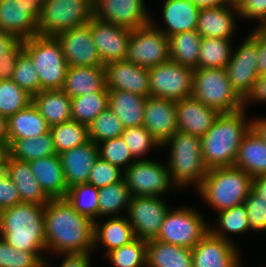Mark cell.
Masks as SVG:
<instances>
[{
  "label": "cell",
  "instance_id": "6da1fadb",
  "mask_svg": "<svg viewBox=\"0 0 266 267\" xmlns=\"http://www.w3.org/2000/svg\"><path fill=\"white\" fill-rule=\"evenodd\" d=\"M46 255L94 251V221L77 212L66 198L50 199L44 208Z\"/></svg>",
  "mask_w": 266,
  "mask_h": 267
},
{
  "label": "cell",
  "instance_id": "7a4b0ae2",
  "mask_svg": "<svg viewBox=\"0 0 266 267\" xmlns=\"http://www.w3.org/2000/svg\"><path fill=\"white\" fill-rule=\"evenodd\" d=\"M246 109L221 113L201 138V153L208 169L234 166L244 136L252 128Z\"/></svg>",
  "mask_w": 266,
  "mask_h": 267
},
{
  "label": "cell",
  "instance_id": "3957f363",
  "mask_svg": "<svg viewBox=\"0 0 266 267\" xmlns=\"http://www.w3.org/2000/svg\"><path fill=\"white\" fill-rule=\"evenodd\" d=\"M45 205L21 202L0 211V237L26 252H46Z\"/></svg>",
  "mask_w": 266,
  "mask_h": 267
},
{
  "label": "cell",
  "instance_id": "277c9868",
  "mask_svg": "<svg viewBox=\"0 0 266 267\" xmlns=\"http://www.w3.org/2000/svg\"><path fill=\"white\" fill-rule=\"evenodd\" d=\"M253 190V178L235 166L208 169L196 189L213 211H223L244 203Z\"/></svg>",
  "mask_w": 266,
  "mask_h": 267
},
{
  "label": "cell",
  "instance_id": "5b68a950",
  "mask_svg": "<svg viewBox=\"0 0 266 267\" xmlns=\"http://www.w3.org/2000/svg\"><path fill=\"white\" fill-rule=\"evenodd\" d=\"M166 146H170L166 166L176 189H185L191 184L197 189L208 172L202 158L201 138L178 130L161 145Z\"/></svg>",
  "mask_w": 266,
  "mask_h": 267
},
{
  "label": "cell",
  "instance_id": "8992f818",
  "mask_svg": "<svg viewBox=\"0 0 266 267\" xmlns=\"http://www.w3.org/2000/svg\"><path fill=\"white\" fill-rule=\"evenodd\" d=\"M23 43L38 72L40 91L62 89L68 65L56 37L35 35Z\"/></svg>",
  "mask_w": 266,
  "mask_h": 267
},
{
  "label": "cell",
  "instance_id": "52a82bcc",
  "mask_svg": "<svg viewBox=\"0 0 266 267\" xmlns=\"http://www.w3.org/2000/svg\"><path fill=\"white\" fill-rule=\"evenodd\" d=\"M192 83V96L219 113L243 109V99L233 89L225 68L195 69Z\"/></svg>",
  "mask_w": 266,
  "mask_h": 267
},
{
  "label": "cell",
  "instance_id": "ba28073f",
  "mask_svg": "<svg viewBox=\"0 0 266 267\" xmlns=\"http://www.w3.org/2000/svg\"><path fill=\"white\" fill-rule=\"evenodd\" d=\"M93 16V0H43L38 35L55 37L60 32L88 24Z\"/></svg>",
  "mask_w": 266,
  "mask_h": 267
},
{
  "label": "cell",
  "instance_id": "9c48e42d",
  "mask_svg": "<svg viewBox=\"0 0 266 267\" xmlns=\"http://www.w3.org/2000/svg\"><path fill=\"white\" fill-rule=\"evenodd\" d=\"M210 225L194 207L170 208L156 240L179 247H195L210 231Z\"/></svg>",
  "mask_w": 266,
  "mask_h": 267
},
{
  "label": "cell",
  "instance_id": "30bf717a",
  "mask_svg": "<svg viewBox=\"0 0 266 267\" xmlns=\"http://www.w3.org/2000/svg\"><path fill=\"white\" fill-rule=\"evenodd\" d=\"M124 179L131 196H160L176 188L172 183L166 163L141 158L125 171ZM172 187V188H171Z\"/></svg>",
  "mask_w": 266,
  "mask_h": 267
},
{
  "label": "cell",
  "instance_id": "8fae6325",
  "mask_svg": "<svg viewBox=\"0 0 266 267\" xmlns=\"http://www.w3.org/2000/svg\"><path fill=\"white\" fill-rule=\"evenodd\" d=\"M126 60L148 69L167 62L169 38L152 23L131 30Z\"/></svg>",
  "mask_w": 266,
  "mask_h": 267
},
{
  "label": "cell",
  "instance_id": "7c38bea8",
  "mask_svg": "<svg viewBox=\"0 0 266 267\" xmlns=\"http://www.w3.org/2000/svg\"><path fill=\"white\" fill-rule=\"evenodd\" d=\"M193 71L172 60L149 68L150 96L174 101L191 97Z\"/></svg>",
  "mask_w": 266,
  "mask_h": 267
},
{
  "label": "cell",
  "instance_id": "4fadbf2b",
  "mask_svg": "<svg viewBox=\"0 0 266 267\" xmlns=\"http://www.w3.org/2000/svg\"><path fill=\"white\" fill-rule=\"evenodd\" d=\"M43 0H0V31L18 40L38 35Z\"/></svg>",
  "mask_w": 266,
  "mask_h": 267
},
{
  "label": "cell",
  "instance_id": "5bb4252c",
  "mask_svg": "<svg viewBox=\"0 0 266 267\" xmlns=\"http://www.w3.org/2000/svg\"><path fill=\"white\" fill-rule=\"evenodd\" d=\"M170 209L160 196H131L126 218L136 238L157 239L165 214Z\"/></svg>",
  "mask_w": 266,
  "mask_h": 267
},
{
  "label": "cell",
  "instance_id": "9a60e30c",
  "mask_svg": "<svg viewBox=\"0 0 266 267\" xmlns=\"http://www.w3.org/2000/svg\"><path fill=\"white\" fill-rule=\"evenodd\" d=\"M247 38L233 49L230 61L225 67L233 89L244 99L259 77L257 71V27L248 33Z\"/></svg>",
  "mask_w": 266,
  "mask_h": 267
},
{
  "label": "cell",
  "instance_id": "2e32d148",
  "mask_svg": "<svg viewBox=\"0 0 266 267\" xmlns=\"http://www.w3.org/2000/svg\"><path fill=\"white\" fill-rule=\"evenodd\" d=\"M94 17L131 30L150 24L145 0H93Z\"/></svg>",
  "mask_w": 266,
  "mask_h": 267
},
{
  "label": "cell",
  "instance_id": "e0dca14e",
  "mask_svg": "<svg viewBox=\"0 0 266 267\" xmlns=\"http://www.w3.org/2000/svg\"><path fill=\"white\" fill-rule=\"evenodd\" d=\"M56 39L68 66H103L90 29V21L72 29L58 33Z\"/></svg>",
  "mask_w": 266,
  "mask_h": 267
},
{
  "label": "cell",
  "instance_id": "ac0fdd59",
  "mask_svg": "<svg viewBox=\"0 0 266 267\" xmlns=\"http://www.w3.org/2000/svg\"><path fill=\"white\" fill-rule=\"evenodd\" d=\"M90 29L103 65L126 60L131 29L98 20L94 16L90 19Z\"/></svg>",
  "mask_w": 266,
  "mask_h": 267
},
{
  "label": "cell",
  "instance_id": "d6986e66",
  "mask_svg": "<svg viewBox=\"0 0 266 267\" xmlns=\"http://www.w3.org/2000/svg\"><path fill=\"white\" fill-rule=\"evenodd\" d=\"M193 267H242L240 251L232 242L210 231L191 249Z\"/></svg>",
  "mask_w": 266,
  "mask_h": 267
},
{
  "label": "cell",
  "instance_id": "ffe728a7",
  "mask_svg": "<svg viewBox=\"0 0 266 267\" xmlns=\"http://www.w3.org/2000/svg\"><path fill=\"white\" fill-rule=\"evenodd\" d=\"M107 90H123L143 97L150 96L148 68L127 60L105 65Z\"/></svg>",
  "mask_w": 266,
  "mask_h": 267
},
{
  "label": "cell",
  "instance_id": "44dd1931",
  "mask_svg": "<svg viewBox=\"0 0 266 267\" xmlns=\"http://www.w3.org/2000/svg\"><path fill=\"white\" fill-rule=\"evenodd\" d=\"M143 126L160 145L178 131L176 101L158 97H146Z\"/></svg>",
  "mask_w": 266,
  "mask_h": 267
},
{
  "label": "cell",
  "instance_id": "7402d4cb",
  "mask_svg": "<svg viewBox=\"0 0 266 267\" xmlns=\"http://www.w3.org/2000/svg\"><path fill=\"white\" fill-rule=\"evenodd\" d=\"M220 114L193 96L176 101L178 130L199 138L208 132Z\"/></svg>",
  "mask_w": 266,
  "mask_h": 267
},
{
  "label": "cell",
  "instance_id": "603a6c76",
  "mask_svg": "<svg viewBox=\"0 0 266 267\" xmlns=\"http://www.w3.org/2000/svg\"><path fill=\"white\" fill-rule=\"evenodd\" d=\"M68 189L88 182L90 171L99 157L97 144L89 140L85 144L59 154Z\"/></svg>",
  "mask_w": 266,
  "mask_h": 267
},
{
  "label": "cell",
  "instance_id": "cb8c5ba5",
  "mask_svg": "<svg viewBox=\"0 0 266 267\" xmlns=\"http://www.w3.org/2000/svg\"><path fill=\"white\" fill-rule=\"evenodd\" d=\"M163 2L162 19L165 29L153 19L151 23L167 38L197 29L200 8L190 0H164Z\"/></svg>",
  "mask_w": 266,
  "mask_h": 267
},
{
  "label": "cell",
  "instance_id": "d4e9b609",
  "mask_svg": "<svg viewBox=\"0 0 266 267\" xmlns=\"http://www.w3.org/2000/svg\"><path fill=\"white\" fill-rule=\"evenodd\" d=\"M235 15V16H234ZM239 18V7L233 3L220 7L202 8L198 16L197 32L201 37L230 39L233 38Z\"/></svg>",
  "mask_w": 266,
  "mask_h": 267
},
{
  "label": "cell",
  "instance_id": "484cf974",
  "mask_svg": "<svg viewBox=\"0 0 266 267\" xmlns=\"http://www.w3.org/2000/svg\"><path fill=\"white\" fill-rule=\"evenodd\" d=\"M61 90L70 98L87 92H109L106 87L105 65L68 66Z\"/></svg>",
  "mask_w": 266,
  "mask_h": 267
},
{
  "label": "cell",
  "instance_id": "4316f807",
  "mask_svg": "<svg viewBox=\"0 0 266 267\" xmlns=\"http://www.w3.org/2000/svg\"><path fill=\"white\" fill-rule=\"evenodd\" d=\"M29 166L42 190L50 199L66 197L68 186L59 155L33 160L29 162Z\"/></svg>",
  "mask_w": 266,
  "mask_h": 267
},
{
  "label": "cell",
  "instance_id": "83f0119b",
  "mask_svg": "<svg viewBox=\"0 0 266 267\" xmlns=\"http://www.w3.org/2000/svg\"><path fill=\"white\" fill-rule=\"evenodd\" d=\"M5 172L16 186L21 202L45 205L50 200L32 173L29 162L9 155Z\"/></svg>",
  "mask_w": 266,
  "mask_h": 267
},
{
  "label": "cell",
  "instance_id": "f1b7e54d",
  "mask_svg": "<svg viewBox=\"0 0 266 267\" xmlns=\"http://www.w3.org/2000/svg\"><path fill=\"white\" fill-rule=\"evenodd\" d=\"M105 222L94 221V249L101 243L105 250V255L115 248L122 247L132 240L135 234L132 225L126 217H108Z\"/></svg>",
  "mask_w": 266,
  "mask_h": 267
},
{
  "label": "cell",
  "instance_id": "f546056e",
  "mask_svg": "<svg viewBox=\"0 0 266 267\" xmlns=\"http://www.w3.org/2000/svg\"><path fill=\"white\" fill-rule=\"evenodd\" d=\"M234 166L252 178L266 174V142L252 128L242 140Z\"/></svg>",
  "mask_w": 266,
  "mask_h": 267
},
{
  "label": "cell",
  "instance_id": "4dcf8cb0",
  "mask_svg": "<svg viewBox=\"0 0 266 267\" xmlns=\"http://www.w3.org/2000/svg\"><path fill=\"white\" fill-rule=\"evenodd\" d=\"M32 104L50 127L72 120L71 98L61 89L40 91L32 97Z\"/></svg>",
  "mask_w": 266,
  "mask_h": 267
},
{
  "label": "cell",
  "instance_id": "1f68e13d",
  "mask_svg": "<svg viewBox=\"0 0 266 267\" xmlns=\"http://www.w3.org/2000/svg\"><path fill=\"white\" fill-rule=\"evenodd\" d=\"M108 91V107L125 128L143 125L146 97L123 90Z\"/></svg>",
  "mask_w": 266,
  "mask_h": 267
},
{
  "label": "cell",
  "instance_id": "d6a6232c",
  "mask_svg": "<svg viewBox=\"0 0 266 267\" xmlns=\"http://www.w3.org/2000/svg\"><path fill=\"white\" fill-rule=\"evenodd\" d=\"M8 143L14 140L35 138L49 132L50 126L31 103L8 119Z\"/></svg>",
  "mask_w": 266,
  "mask_h": 267
},
{
  "label": "cell",
  "instance_id": "836d02e7",
  "mask_svg": "<svg viewBox=\"0 0 266 267\" xmlns=\"http://www.w3.org/2000/svg\"><path fill=\"white\" fill-rule=\"evenodd\" d=\"M146 267H193L192 251L156 239L150 240L147 242Z\"/></svg>",
  "mask_w": 266,
  "mask_h": 267
},
{
  "label": "cell",
  "instance_id": "e575fe53",
  "mask_svg": "<svg viewBox=\"0 0 266 267\" xmlns=\"http://www.w3.org/2000/svg\"><path fill=\"white\" fill-rule=\"evenodd\" d=\"M201 41L202 37L197 30L169 37L170 60L183 67L198 69Z\"/></svg>",
  "mask_w": 266,
  "mask_h": 267
},
{
  "label": "cell",
  "instance_id": "d590c367",
  "mask_svg": "<svg viewBox=\"0 0 266 267\" xmlns=\"http://www.w3.org/2000/svg\"><path fill=\"white\" fill-rule=\"evenodd\" d=\"M217 226L210 225V232L217 237L225 239L237 245L230 234H243L244 232L251 231L250 224L247 218V209L243 204L234 206L230 209L223 210L217 213ZM212 226V227H211Z\"/></svg>",
  "mask_w": 266,
  "mask_h": 267
},
{
  "label": "cell",
  "instance_id": "8d00e7d4",
  "mask_svg": "<svg viewBox=\"0 0 266 267\" xmlns=\"http://www.w3.org/2000/svg\"><path fill=\"white\" fill-rule=\"evenodd\" d=\"M9 152L12 158L26 162L57 154L50 131L35 138L12 141Z\"/></svg>",
  "mask_w": 266,
  "mask_h": 267
},
{
  "label": "cell",
  "instance_id": "74e56055",
  "mask_svg": "<svg viewBox=\"0 0 266 267\" xmlns=\"http://www.w3.org/2000/svg\"><path fill=\"white\" fill-rule=\"evenodd\" d=\"M109 92H87L81 96L71 98L72 120L89 124L95 117L108 108Z\"/></svg>",
  "mask_w": 266,
  "mask_h": 267
},
{
  "label": "cell",
  "instance_id": "f35d334b",
  "mask_svg": "<svg viewBox=\"0 0 266 267\" xmlns=\"http://www.w3.org/2000/svg\"><path fill=\"white\" fill-rule=\"evenodd\" d=\"M49 131L57 155L89 141L88 126L74 120L53 125Z\"/></svg>",
  "mask_w": 266,
  "mask_h": 267
},
{
  "label": "cell",
  "instance_id": "ab89813d",
  "mask_svg": "<svg viewBox=\"0 0 266 267\" xmlns=\"http://www.w3.org/2000/svg\"><path fill=\"white\" fill-rule=\"evenodd\" d=\"M98 191L99 218L102 219L106 215L117 217L116 214L121 210L127 212L131 194L124 178L112 185L98 188Z\"/></svg>",
  "mask_w": 266,
  "mask_h": 267
},
{
  "label": "cell",
  "instance_id": "60d3db41",
  "mask_svg": "<svg viewBox=\"0 0 266 267\" xmlns=\"http://www.w3.org/2000/svg\"><path fill=\"white\" fill-rule=\"evenodd\" d=\"M230 39L203 37L200 45L198 69L225 68L232 56Z\"/></svg>",
  "mask_w": 266,
  "mask_h": 267
},
{
  "label": "cell",
  "instance_id": "b9f144b4",
  "mask_svg": "<svg viewBox=\"0 0 266 267\" xmlns=\"http://www.w3.org/2000/svg\"><path fill=\"white\" fill-rule=\"evenodd\" d=\"M98 195V188L83 183L69 188L65 198L77 212L95 221L99 220Z\"/></svg>",
  "mask_w": 266,
  "mask_h": 267
},
{
  "label": "cell",
  "instance_id": "7bdbcfd3",
  "mask_svg": "<svg viewBox=\"0 0 266 267\" xmlns=\"http://www.w3.org/2000/svg\"><path fill=\"white\" fill-rule=\"evenodd\" d=\"M104 257L109 259L113 267H146L147 241L135 238L111 250Z\"/></svg>",
  "mask_w": 266,
  "mask_h": 267
},
{
  "label": "cell",
  "instance_id": "ee69618b",
  "mask_svg": "<svg viewBox=\"0 0 266 267\" xmlns=\"http://www.w3.org/2000/svg\"><path fill=\"white\" fill-rule=\"evenodd\" d=\"M42 253L17 250L0 237V267H52Z\"/></svg>",
  "mask_w": 266,
  "mask_h": 267
},
{
  "label": "cell",
  "instance_id": "f6af8a7d",
  "mask_svg": "<svg viewBox=\"0 0 266 267\" xmlns=\"http://www.w3.org/2000/svg\"><path fill=\"white\" fill-rule=\"evenodd\" d=\"M125 130L120 119L108 107L100 112L88 126L89 140L95 144L120 137Z\"/></svg>",
  "mask_w": 266,
  "mask_h": 267
},
{
  "label": "cell",
  "instance_id": "bcb514c9",
  "mask_svg": "<svg viewBox=\"0 0 266 267\" xmlns=\"http://www.w3.org/2000/svg\"><path fill=\"white\" fill-rule=\"evenodd\" d=\"M32 103V96L22 90L11 79L0 81V114L7 119L16 112L27 108Z\"/></svg>",
  "mask_w": 266,
  "mask_h": 267
},
{
  "label": "cell",
  "instance_id": "7dc6e473",
  "mask_svg": "<svg viewBox=\"0 0 266 267\" xmlns=\"http://www.w3.org/2000/svg\"><path fill=\"white\" fill-rule=\"evenodd\" d=\"M11 80L32 97L40 92L38 72L25 51L18 57Z\"/></svg>",
  "mask_w": 266,
  "mask_h": 267
},
{
  "label": "cell",
  "instance_id": "c3c4849f",
  "mask_svg": "<svg viewBox=\"0 0 266 267\" xmlns=\"http://www.w3.org/2000/svg\"><path fill=\"white\" fill-rule=\"evenodd\" d=\"M121 137L136 160L145 156L152 148L158 149L161 147L159 142L143 125L125 128Z\"/></svg>",
  "mask_w": 266,
  "mask_h": 267
},
{
  "label": "cell",
  "instance_id": "681fc988",
  "mask_svg": "<svg viewBox=\"0 0 266 267\" xmlns=\"http://www.w3.org/2000/svg\"><path fill=\"white\" fill-rule=\"evenodd\" d=\"M99 156L125 171L136 159L123 138L117 137L97 144Z\"/></svg>",
  "mask_w": 266,
  "mask_h": 267
},
{
  "label": "cell",
  "instance_id": "f907efd6",
  "mask_svg": "<svg viewBox=\"0 0 266 267\" xmlns=\"http://www.w3.org/2000/svg\"><path fill=\"white\" fill-rule=\"evenodd\" d=\"M123 178V170L99 156L90 171L87 183L95 186L96 188H101L117 183Z\"/></svg>",
  "mask_w": 266,
  "mask_h": 267
},
{
  "label": "cell",
  "instance_id": "816d5d0a",
  "mask_svg": "<svg viewBox=\"0 0 266 267\" xmlns=\"http://www.w3.org/2000/svg\"><path fill=\"white\" fill-rule=\"evenodd\" d=\"M244 205L247 209V218L250 229L255 231H266V201L253 190L249 193Z\"/></svg>",
  "mask_w": 266,
  "mask_h": 267
},
{
  "label": "cell",
  "instance_id": "f5cc1de1",
  "mask_svg": "<svg viewBox=\"0 0 266 267\" xmlns=\"http://www.w3.org/2000/svg\"><path fill=\"white\" fill-rule=\"evenodd\" d=\"M239 18L258 20L257 27L266 23V0H243L239 5Z\"/></svg>",
  "mask_w": 266,
  "mask_h": 267
},
{
  "label": "cell",
  "instance_id": "db71d44e",
  "mask_svg": "<svg viewBox=\"0 0 266 267\" xmlns=\"http://www.w3.org/2000/svg\"><path fill=\"white\" fill-rule=\"evenodd\" d=\"M21 203L16 186L9 175L0 172V211Z\"/></svg>",
  "mask_w": 266,
  "mask_h": 267
},
{
  "label": "cell",
  "instance_id": "11a10c76",
  "mask_svg": "<svg viewBox=\"0 0 266 267\" xmlns=\"http://www.w3.org/2000/svg\"><path fill=\"white\" fill-rule=\"evenodd\" d=\"M23 46V41L19 40L5 53V57H0V81L11 79L18 57L24 51Z\"/></svg>",
  "mask_w": 266,
  "mask_h": 267
},
{
  "label": "cell",
  "instance_id": "9f6ffc18",
  "mask_svg": "<svg viewBox=\"0 0 266 267\" xmlns=\"http://www.w3.org/2000/svg\"><path fill=\"white\" fill-rule=\"evenodd\" d=\"M266 103V75L259 76L253 84L251 91L243 99V109L247 110V105L250 103Z\"/></svg>",
  "mask_w": 266,
  "mask_h": 267
},
{
  "label": "cell",
  "instance_id": "6f0895ef",
  "mask_svg": "<svg viewBox=\"0 0 266 267\" xmlns=\"http://www.w3.org/2000/svg\"><path fill=\"white\" fill-rule=\"evenodd\" d=\"M257 71L259 76L266 75V31L257 27Z\"/></svg>",
  "mask_w": 266,
  "mask_h": 267
},
{
  "label": "cell",
  "instance_id": "680465c9",
  "mask_svg": "<svg viewBox=\"0 0 266 267\" xmlns=\"http://www.w3.org/2000/svg\"><path fill=\"white\" fill-rule=\"evenodd\" d=\"M92 252L80 254H63L59 267H91Z\"/></svg>",
  "mask_w": 266,
  "mask_h": 267
},
{
  "label": "cell",
  "instance_id": "91938a15",
  "mask_svg": "<svg viewBox=\"0 0 266 267\" xmlns=\"http://www.w3.org/2000/svg\"><path fill=\"white\" fill-rule=\"evenodd\" d=\"M19 40L9 33L0 31V57L7 53Z\"/></svg>",
  "mask_w": 266,
  "mask_h": 267
},
{
  "label": "cell",
  "instance_id": "94428289",
  "mask_svg": "<svg viewBox=\"0 0 266 267\" xmlns=\"http://www.w3.org/2000/svg\"><path fill=\"white\" fill-rule=\"evenodd\" d=\"M198 8H212L233 4L232 0H190Z\"/></svg>",
  "mask_w": 266,
  "mask_h": 267
},
{
  "label": "cell",
  "instance_id": "6125c7cd",
  "mask_svg": "<svg viewBox=\"0 0 266 267\" xmlns=\"http://www.w3.org/2000/svg\"><path fill=\"white\" fill-rule=\"evenodd\" d=\"M253 191L266 201V174L253 178Z\"/></svg>",
  "mask_w": 266,
  "mask_h": 267
},
{
  "label": "cell",
  "instance_id": "be15d7a7",
  "mask_svg": "<svg viewBox=\"0 0 266 267\" xmlns=\"http://www.w3.org/2000/svg\"><path fill=\"white\" fill-rule=\"evenodd\" d=\"M252 129L266 142V118L254 117L252 119Z\"/></svg>",
  "mask_w": 266,
  "mask_h": 267
},
{
  "label": "cell",
  "instance_id": "e7e4bbea",
  "mask_svg": "<svg viewBox=\"0 0 266 267\" xmlns=\"http://www.w3.org/2000/svg\"><path fill=\"white\" fill-rule=\"evenodd\" d=\"M9 155V143L0 141V172L5 171Z\"/></svg>",
  "mask_w": 266,
  "mask_h": 267
},
{
  "label": "cell",
  "instance_id": "03108f58",
  "mask_svg": "<svg viewBox=\"0 0 266 267\" xmlns=\"http://www.w3.org/2000/svg\"><path fill=\"white\" fill-rule=\"evenodd\" d=\"M0 141L8 143V120L0 114Z\"/></svg>",
  "mask_w": 266,
  "mask_h": 267
},
{
  "label": "cell",
  "instance_id": "003e7915",
  "mask_svg": "<svg viewBox=\"0 0 266 267\" xmlns=\"http://www.w3.org/2000/svg\"><path fill=\"white\" fill-rule=\"evenodd\" d=\"M232 1L238 6L243 0H232Z\"/></svg>",
  "mask_w": 266,
  "mask_h": 267
}]
</instances>
